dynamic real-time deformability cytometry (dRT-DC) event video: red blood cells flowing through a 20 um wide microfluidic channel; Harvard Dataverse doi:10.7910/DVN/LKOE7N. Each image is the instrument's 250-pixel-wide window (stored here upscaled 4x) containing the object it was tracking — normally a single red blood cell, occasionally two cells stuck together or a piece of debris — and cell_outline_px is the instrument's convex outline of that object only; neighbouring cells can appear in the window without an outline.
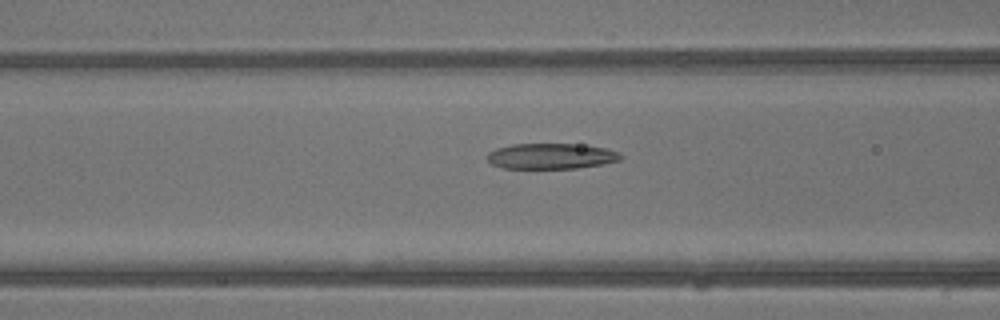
{"species": "common noctule bat (a hibernating species)", "species_latin": "Nyctalus noctula", "temperature_condition": "warm", "stored_images_in_passage": 42, "camera_frame_rate_fps": 3000, "um_per_image_px": 0.085, "animal": {"sex": "male", "body_mass_g": 13.3}, "frame": {"image": 1, "passage_image": 17, "time_ms": 5.333, "image_size_px": [1000, 320], "cell_outline_px": [[624, 156], [620, 160], [600, 164], [576, 168], [500, 168], [492, 164], [484, 156], [488, 152], [496, 148], [512, 144], [580, 144], [604, 148], [620, 152]], "centroid_in_image_um": [46.81, 13.27], "position_along_channel_um": 119.8, "area_um2": 20.0}}
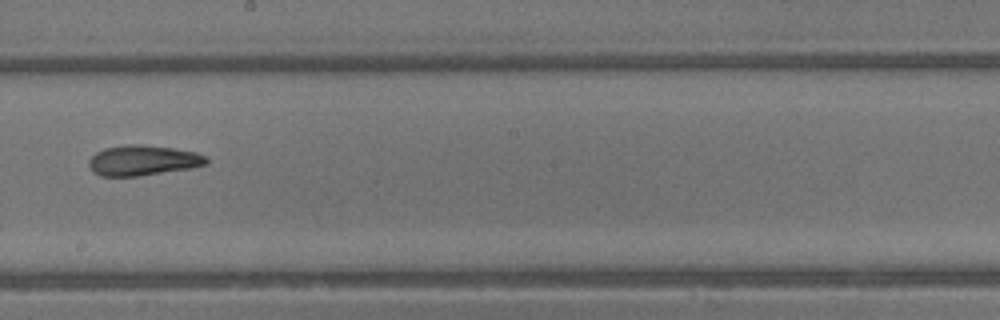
{"frame": {"image": 2, "passage_image": 24, "time_ms": 7.667, "image_size_px": [1000, 320], "cell_outline_px": [[208, 164], [192, 168], [140, 176], [100, 176], [92, 172], [88, 164], [88, 160], [96, 152], [104, 148], [128, 144], [140, 144], [172, 148], [196, 152], [204, 156], [208, 160]], "centroid_in_image_um": [12.13, 13.64], "position_along_channel_um": 236.1, "area_um2": 20.87}}
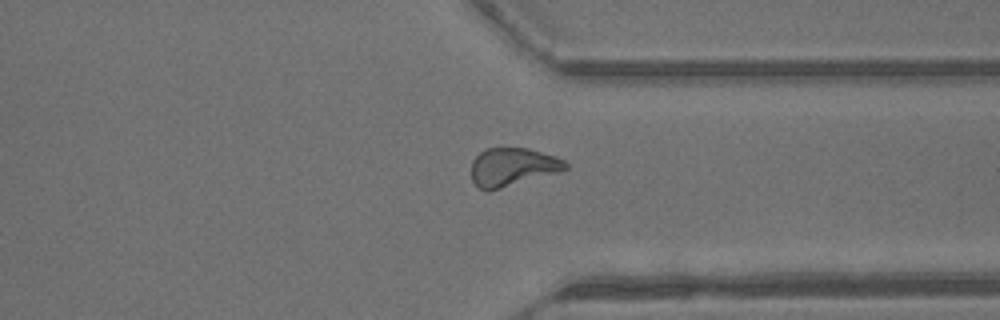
{"frame": {"image": 3, "passage_image": 32, "time_ms": 10.333, "image_size_px": [1000, 320], "cell_outline_px": [[568, 168], [564, 172], [488, 192], [480, 188], [472, 180], [472, 160], [484, 148], [528, 148], [556, 156], [564, 160], [568, 164]], "centroid_in_image_um": [43.62, 14.21], "position_along_channel_um": 367.8, "area_um2": 21.5}, "authors_computed_cell_mechanics": {"area_um2": 21.2993, "velocity_mm_per_s": 4.9856, "shape_relaxation_time_tau1_ms": 3.087, "shape_relaxation_time_tau2_ms": 1.9132, "deformation_change_tau1": 0.1497, "deformation_change_tau2": 0.1084}}